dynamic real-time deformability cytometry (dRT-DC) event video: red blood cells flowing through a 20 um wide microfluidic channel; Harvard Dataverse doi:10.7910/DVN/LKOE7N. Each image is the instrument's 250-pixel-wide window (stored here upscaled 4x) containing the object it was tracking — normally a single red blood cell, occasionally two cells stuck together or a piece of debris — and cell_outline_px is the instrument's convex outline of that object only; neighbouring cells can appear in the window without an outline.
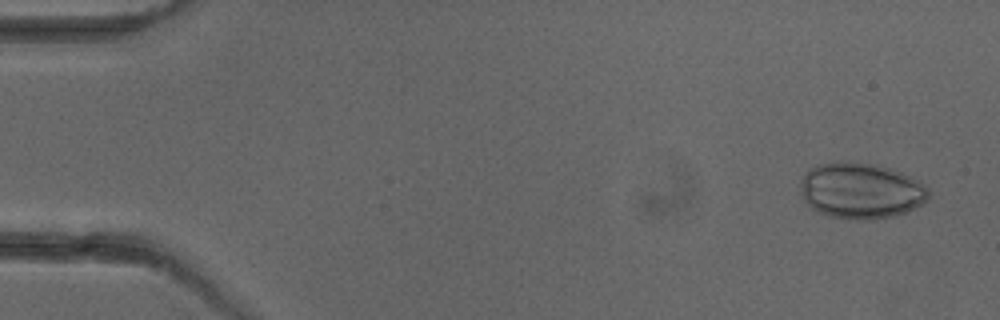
{"species": "common noctule bat (a hibernating species)", "species_latin": "Nyctalus noctula", "temperature_condition": "cold", "stored_images_in_passage": 3, "camera_frame_rate_fps": 3000, "um_per_image_px": 0.085, "animal": {"sex": "female"}, "frame": {"image": 1, "passage_image": 1, "time_ms": 0.0, "image_size_px": [1000, 320], "cell_outline_px": [[928, 196], [920, 204], [904, 212], [892, 216], [868, 220], [856, 220], [832, 216], [820, 212], [812, 208], [804, 200], [800, 192], [800, 180], [808, 168], [816, 164], [836, 160], [844, 160], [876, 164], [900, 172], [924, 184], [928, 188]], "centroid_in_image_um": [73.1, 16.17], "position_along_channel_um": 11.9, "area_um2": 41.85}}